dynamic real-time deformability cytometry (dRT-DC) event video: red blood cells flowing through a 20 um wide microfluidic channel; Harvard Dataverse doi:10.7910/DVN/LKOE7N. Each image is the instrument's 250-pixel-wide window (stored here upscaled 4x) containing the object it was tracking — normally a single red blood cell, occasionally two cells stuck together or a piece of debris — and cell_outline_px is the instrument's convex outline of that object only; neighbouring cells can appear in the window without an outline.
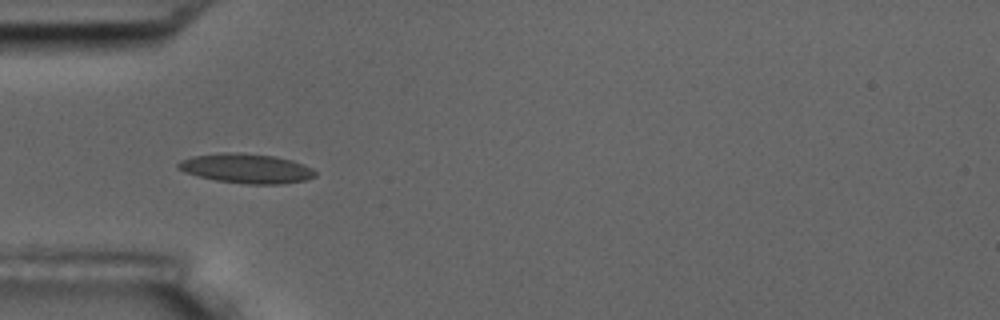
{"species": "common noctule bat (a hibernating species)", "species_latin": "Nyctalus noctula", "temperature_condition": "room temperature", "stored_images_in_passage": 5, "camera_frame_rate_fps": 3000, "um_per_image_px": 0.085, "animal": {"sex": "male", "body_mass_g": 17.5, "forearm_length_mm": 52.3}, "frame": {"image": 1, "passage_image": 4, "time_ms": 3.667, "image_size_px": [1000, 320], "cell_outline_px": [[316, 176], [304, 180], [280, 184], [248, 184], [216, 180], [184, 172], [176, 168], [176, 164], [180, 160], [192, 156], [224, 152], [240, 152], [272, 156], [292, 160], [304, 164], [312, 168], [316, 172]], "centroid_in_image_um": [20.92, 14.31], "position_along_channel_um": 64.1, "area_um2": 23.58}}